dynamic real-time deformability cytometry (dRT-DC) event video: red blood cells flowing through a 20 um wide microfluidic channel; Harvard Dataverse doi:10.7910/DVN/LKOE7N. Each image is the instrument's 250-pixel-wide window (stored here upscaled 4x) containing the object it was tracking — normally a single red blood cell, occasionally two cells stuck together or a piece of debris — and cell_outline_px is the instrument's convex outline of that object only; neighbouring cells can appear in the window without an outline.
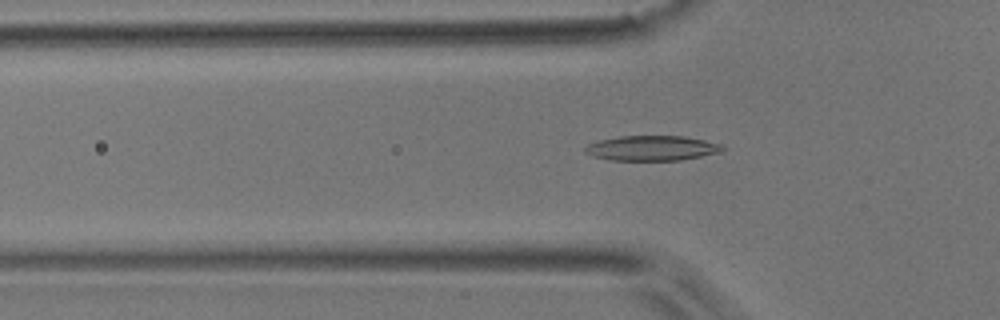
{"species": "common noctule bat (a hibernating species)", "species_latin": "Nyctalus noctula", "temperature_condition": "room temperature", "stored_images_in_passage": 50, "camera_frame_rate_fps": 3000, "um_per_image_px": 0.085, "animal": {"sex": "male", "body_mass_g": 17.9}, "frame": {"image": 1, "passage_image": 15, "time_ms": 4.667, "image_size_px": [1000, 320], "cell_outline_px": [[728, 148], [720, 152], [680, 160], [612, 160], [592, 156], [584, 152], [584, 148], [588, 144], [600, 140], [620, 136], [684, 136], [704, 140], [720, 144]], "centroid_in_image_um": [55.41, 12.59], "position_along_channel_um": 70.4, "area_um2": 19.94}}
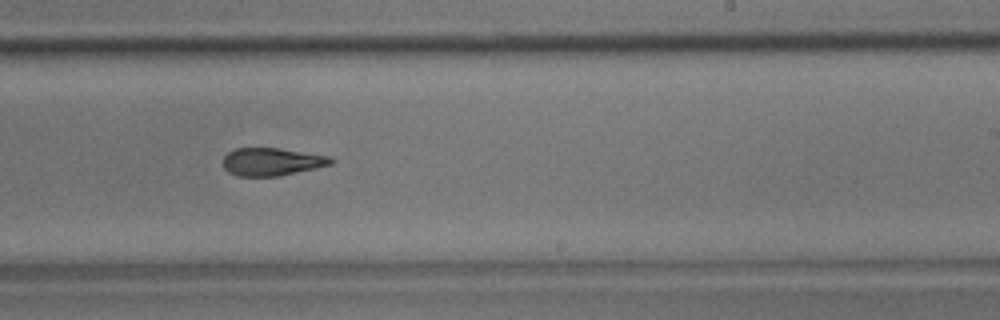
{"frame": {"image": 2, "passage_image": 30, "time_ms": 9.667, "image_size_px": [1000, 320], "cell_outline_px": [[336, 160], [332, 164], [316, 168], [280, 176], [236, 176], [228, 172], [224, 168], [224, 156], [228, 152], [236, 148], [280, 148], [332, 156]], "centroid_in_image_um": [23.15, 13.74], "position_along_channel_um": 265.9, "area_um2": 17.69}}
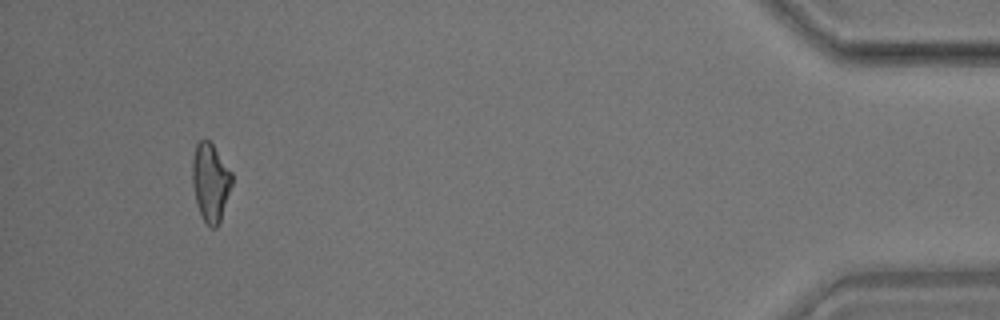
{"frame": {"image": 3, "passage_image": 47, "time_ms": 15.333, "image_size_px": [1000, 320], "cell_outline_px": [[232, 184], [220, 220], [216, 228], [212, 228], [204, 220], [196, 204], [192, 184], [192, 156], [196, 144], [204, 136], [212, 144], [232, 172]], "centroid_in_image_um": [17.87, 15.45], "position_along_channel_um": 417.3, "area_um2": 18.03}, "authors_computed_cell_mechanics": {"area_um2": 18.496, "velocity_mm_per_s": 3.9032, "shape_relaxation_time_tau1_ms": 6.3715, "shape_relaxation_time_tau2_ms": 3.2836, "deformation_change_tau1": 0.1799, "deformation_change_tau2": 0.1136}}